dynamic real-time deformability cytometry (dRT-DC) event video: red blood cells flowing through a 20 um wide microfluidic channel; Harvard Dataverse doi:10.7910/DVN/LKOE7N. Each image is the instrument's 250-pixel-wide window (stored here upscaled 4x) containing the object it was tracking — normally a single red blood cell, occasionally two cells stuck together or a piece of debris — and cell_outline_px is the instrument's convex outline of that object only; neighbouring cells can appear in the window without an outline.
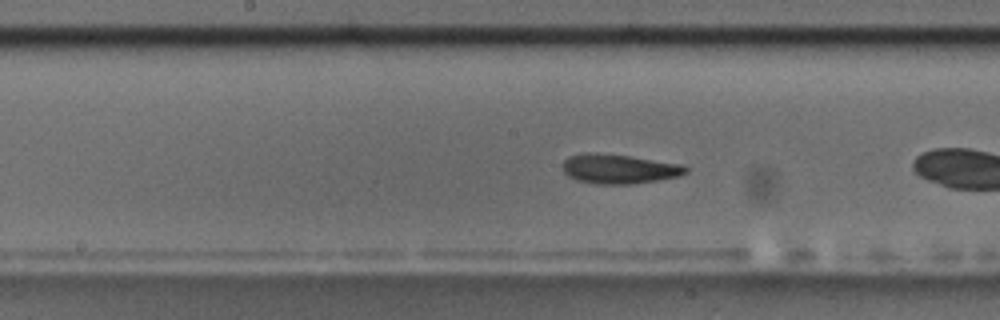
{"species": "common noctule bat (a hibernating species)", "species_latin": "Nyctalus noctula", "temperature_condition": "room temperature", "stored_images_in_passage": 41, "camera_frame_rate_fps": 3000, "um_per_image_px": 0.085, "animal": {"sex": "male", "body_mass_g": 17.5, "forearm_length_mm": 52.3}, "frame": {"image": 1, "passage_image": 12, "time_ms": 3.667, "image_size_px": [1000, 320], "cell_outline_px": [[688, 172], [680, 176], [660, 180], [632, 184], [596, 184], [576, 180], [568, 176], [564, 172], [564, 160], [568, 156], [584, 152], [596, 152], [628, 156], [684, 164], [688, 168]], "centroid_in_image_um": [52.64, 14.35], "position_along_channel_um": 195.6, "area_um2": 21.39}, "authors_computed_cell_mechanics": {"area_um2": 20.9236, "velocity_mm_per_s": 3.5696, "shape_relaxation_time_tau1_ms": 2.4698, "shape_relaxation_time_tau2_ms": 2.1679, "deformation_change_tau1": 0.1134, "deformation_change_tau2": 0.0807}}